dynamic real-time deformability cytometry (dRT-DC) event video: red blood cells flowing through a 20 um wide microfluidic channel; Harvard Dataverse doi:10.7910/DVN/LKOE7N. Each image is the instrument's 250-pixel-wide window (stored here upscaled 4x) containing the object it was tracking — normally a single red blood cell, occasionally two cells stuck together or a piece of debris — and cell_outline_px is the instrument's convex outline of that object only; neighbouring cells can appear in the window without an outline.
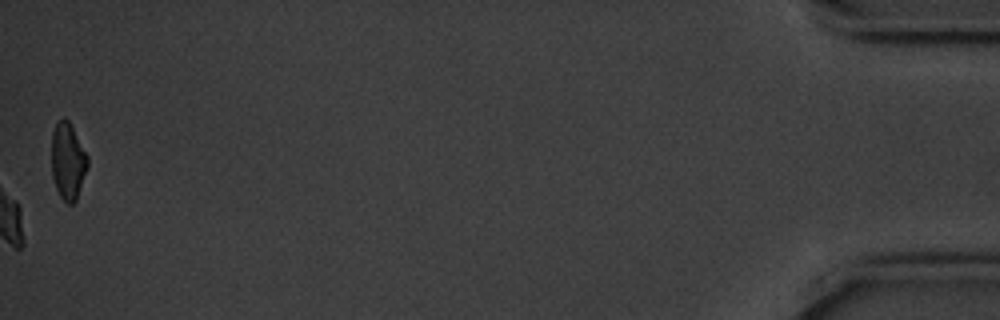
{"species": "common noctule bat (a hibernating species)", "species_latin": "Nyctalus noctula", "temperature_condition": "cold", "stored_images_in_passage": 43, "camera_frame_rate_fps": 3000, "um_per_image_px": 0.085, "animal": {"sex": "male", "body_mass_g": 20.1, "forearm_length_mm": 53.5}, "frame": {"image": 1, "passage_image": 43, "time_ms": 14.0, "image_size_px": [1000, 320], "cell_outline_px": [[88, 164], [76, 200], [72, 204], [68, 204], [60, 196], [56, 188], [52, 176], [52, 132], [56, 120], [64, 116], [68, 120], [88, 156]], "centroid_in_image_um": [5.75, 13.66], "position_along_channel_um": 429.5, "area_um2": 16.07}, "authors_computed_cell_mechanics": {"area_um2": 19.2474, "velocity_mm_per_s": 3.5185, "shape_relaxation_time_tau1_ms": 2.4886, "shape_relaxation_time_tau2_ms": null, "deformation_change_tau1": 0.1087, "deformation_change_tau2": null}}